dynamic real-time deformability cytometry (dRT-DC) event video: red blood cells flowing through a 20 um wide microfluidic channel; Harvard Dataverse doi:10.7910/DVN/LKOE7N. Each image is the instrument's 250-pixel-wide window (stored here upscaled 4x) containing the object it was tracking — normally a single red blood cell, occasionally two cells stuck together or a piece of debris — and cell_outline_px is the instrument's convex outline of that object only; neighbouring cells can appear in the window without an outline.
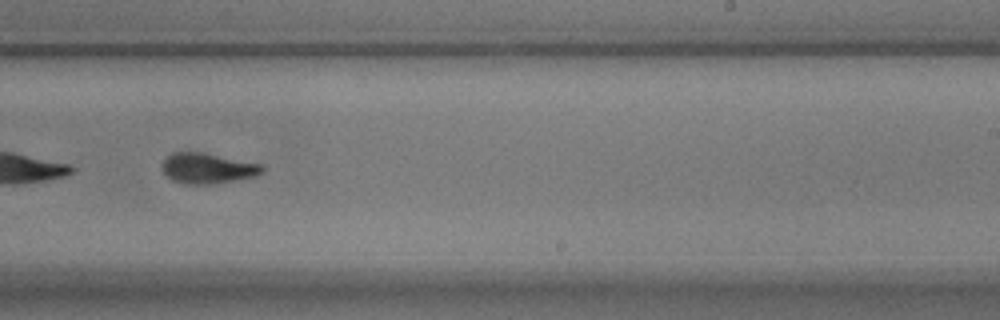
{"species": "common noctule bat (a hibernating species)", "species_latin": "Nyctalus noctula", "temperature_condition": "warm", "stored_images_in_passage": 31, "camera_frame_rate_fps": 3000, "um_per_image_px": 0.085, "animal": {"sex": "male", "body_mass_g": 17.9}, "frame": {"image": 1, "passage_image": 22, "time_ms": 7.0, "image_size_px": [1000, 320], "cell_outline_px": [[264, 172], [256, 176], [212, 184], [184, 184], [172, 180], [160, 168], [160, 164], [172, 152], [204, 152], [264, 164]], "centroid_in_image_um": [17.66, 14.29], "position_along_channel_um": 271.3, "area_um2": 18.03}, "authors_computed_cell_mechanics": {"area_um2": 17.9758, "velocity_mm_per_s": 3.5278, "shape_relaxation_time_tau1_ms": 4.4053, "shape_relaxation_time_tau2_ms": 2.1111, "deformation_change_tau1": 0.1716, "deformation_change_tau2": 0.0898}}